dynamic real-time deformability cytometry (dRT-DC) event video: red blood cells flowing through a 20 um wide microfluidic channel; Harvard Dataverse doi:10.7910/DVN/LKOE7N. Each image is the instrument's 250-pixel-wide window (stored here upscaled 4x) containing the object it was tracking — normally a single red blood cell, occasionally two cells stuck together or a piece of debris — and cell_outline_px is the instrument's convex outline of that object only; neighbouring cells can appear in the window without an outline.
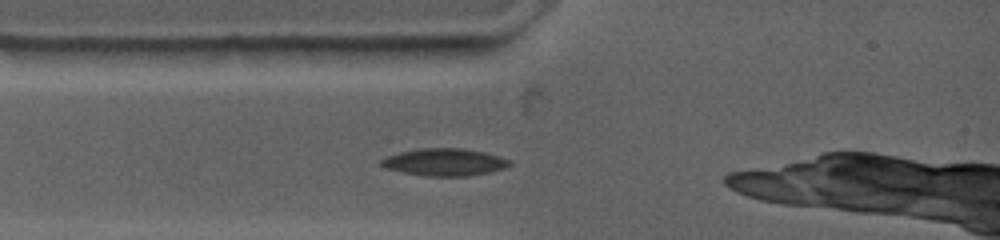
{"species": "common noctule bat (a hibernating species)", "species_latin": "Nyctalus noctula", "temperature_condition": "warm", "stored_images_in_passage": 2, "camera_frame_rate_fps": 4500, "um_per_image_px": 0.085, "animal": {"sex": "female", "body_mass_g": 19.0, "forearm_length_mm": 53.3}, "frame": {"image": 1, "passage_image": 2, "time_ms": 0.889, "image_size_px": [1000, 240], "cell_outline_px": [[512, 164], [504, 168], [488, 172], [468, 176], [424, 176], [404, 172], [388, 168], [380, 164], [380, 160], [388, 156], [400, 152], [420, 148], [464, 148], [484, 152], [512, 160]], "centroid_in_image_um": [37.82, 13.77], "position_along_channel_um": 47.2, "area_um2": 20.29}}